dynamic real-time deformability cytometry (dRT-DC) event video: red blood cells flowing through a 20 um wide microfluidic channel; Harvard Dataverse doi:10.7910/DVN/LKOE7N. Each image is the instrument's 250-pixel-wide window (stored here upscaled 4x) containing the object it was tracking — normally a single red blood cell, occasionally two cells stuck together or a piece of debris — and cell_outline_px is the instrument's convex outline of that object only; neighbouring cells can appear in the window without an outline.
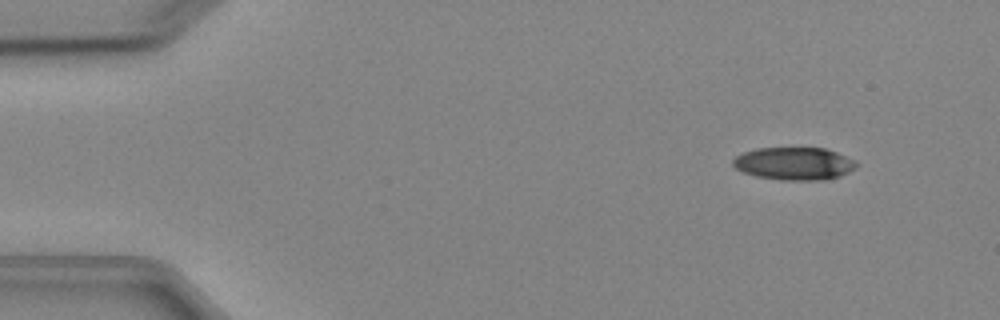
{"species": "Egyptian fruit bat (a non-hibernating species)", "species_latin": "Rousettus aegyptiacus", "temperature_condition": "cold", "stored_images_in_passage": 4, "camera_frame_rate_fps": 3000, "um_per_image_px": 0.085, "animal": {"sex": "female"}, "frame": {"image": 1, "passage_image": 1, "time_ms": 0.0, "image_size_px": [1000, 320], "cell_outline_px": [[856, 168], [840, 176], [824, 180], [780, 180], [756, 176], [744, 172], [736, 168], [732, 164], [732, 160], [736, 156], [744, 152], [756, 148], [824, 148], [836, 152], [856, 160]], "centroid_in_image_um": [67.51, 13.9], "position_along_channel_um": 17.5, "area_um2": 23.52}}